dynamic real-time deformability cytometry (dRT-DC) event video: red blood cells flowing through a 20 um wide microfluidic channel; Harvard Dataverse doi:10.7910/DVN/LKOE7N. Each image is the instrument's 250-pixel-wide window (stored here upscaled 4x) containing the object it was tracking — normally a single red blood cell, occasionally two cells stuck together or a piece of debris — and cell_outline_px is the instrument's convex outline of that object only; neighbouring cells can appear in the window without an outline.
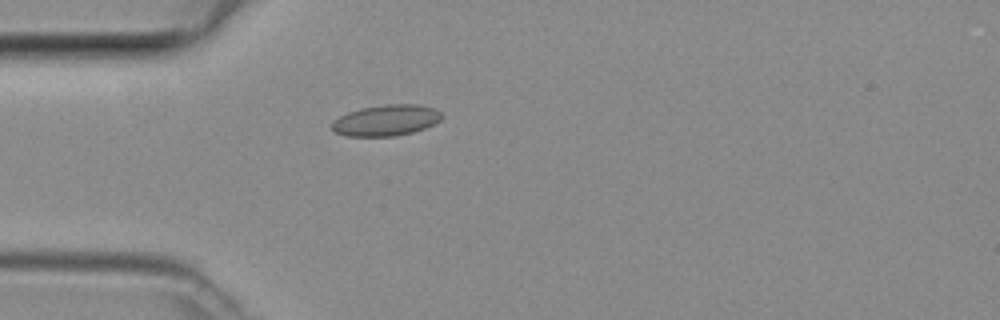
{"species": "common noctule bat (a hibernating species)", "species_latin": "Nyctalus noctula", "temperature_condition": "room temperature", "stored_images_in_passage": 4, "camera_frame_rate_fps": 3000, "um_per_image_px": 0.085, "animal": {"sex": "female", "body_mass_g": 29.2, "forearm_length_mm": 56.3}, "frame": {"image": 1, "passage_image": 4, "time_ms": 1.0, "image_size_px": [1000, 320], "cell_outline_px": [[444, 116], [440, 120], [424, 128], [412, 132], [396, 136], [344, 136], [336, 132], [332, 128], [332, 120], [348, 112], [360, 108], [384, 104], [420, 104], [436, 108]], "centroid_in_image_um": [32.82, 10.21], "position_along_channel_um": 52.2, "area_um2": 20.0}}